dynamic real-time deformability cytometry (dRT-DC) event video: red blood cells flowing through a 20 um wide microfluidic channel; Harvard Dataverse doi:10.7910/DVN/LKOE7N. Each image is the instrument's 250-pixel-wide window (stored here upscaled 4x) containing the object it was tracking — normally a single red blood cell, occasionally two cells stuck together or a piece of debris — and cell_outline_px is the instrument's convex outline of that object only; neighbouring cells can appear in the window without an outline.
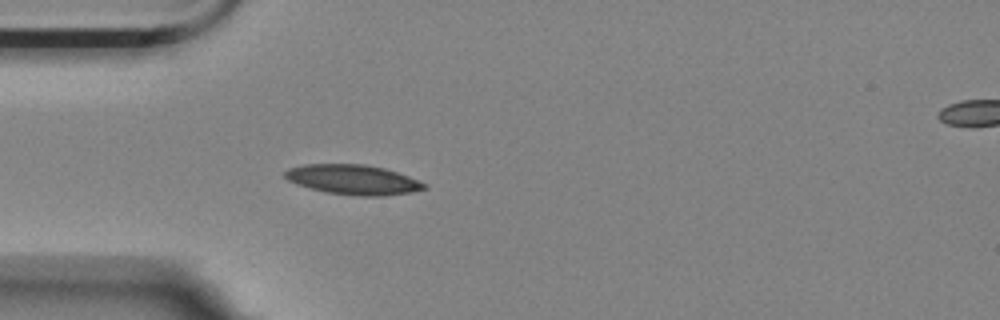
{"species": "Egyptian fruit bat (a non-hibernating species)", "species_latin": "Rousettus aegyptiacus", "temperature_condition": "room temperature", "stored_images_in_passage": 2, "segment_of_instrument_passage": [1, 2], "camera_frame_rate_fps": 3000, "um_per_image_px": 0.085, "animal": {"sex": "female"}, "frame": {"image": 1, "passage_image": 1, "time_ms": 0.0, "image_size_px": [1000, 320], "cell_outline_px": [[428, 188], [412, 192], [384, 196], [360, 196], [324, 192], [296, 184], [288, 180], [284, 176], [284, 172], [288, 168], [304, 164], [364, 164], [384, 168], [408, 176], [428, 184]], "centroid_in_image_um": [30.02, 15.27], "position_along_channel_um": 55.0, "area_um2": 24.33}}